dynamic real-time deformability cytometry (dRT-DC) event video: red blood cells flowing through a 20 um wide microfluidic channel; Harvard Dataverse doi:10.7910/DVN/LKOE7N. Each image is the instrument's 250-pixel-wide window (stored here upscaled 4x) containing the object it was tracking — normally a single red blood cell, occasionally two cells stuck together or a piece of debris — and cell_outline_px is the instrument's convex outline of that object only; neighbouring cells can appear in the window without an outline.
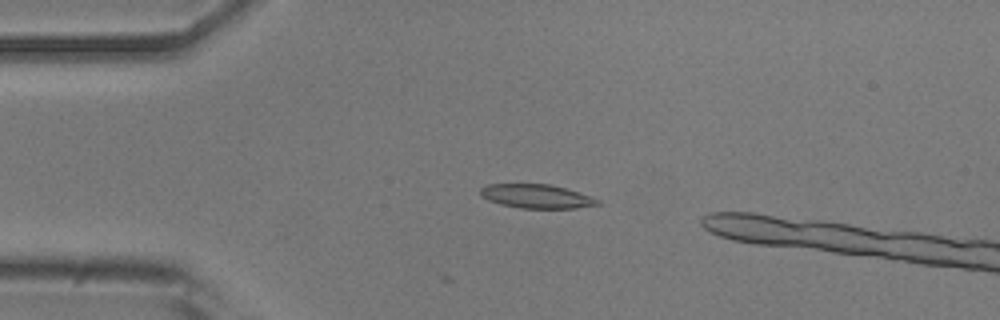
{"species": "common noctule bat (a hibernating species)", "species_latin": "Nyctalus noctula", "temperature_condition": "room temperature", "stored_images_in_passage": 6, "camera_frame_rate_fps": 3000, "um_per_image_px": 0.085, "animal": {"sex": "male", "body_mass_g": 20.5, "forearm_length_mm": 52.5}, "frame": {"image": 1, "passage_image": 3, "time_ms": 0.667, "image_size_px": [1000, 320], "cell_outline_px": [[600, 204], [576, 208], [520, 208], [500, 204], [488, 200], [480, 196], [480, 188], [488, 184], [548, 184], [564, 188], [600, 200]], "centroid_in_image_um": [45.54, 16.69], "position_along_channel_um": 39.5, "area_um2": 16.13}}
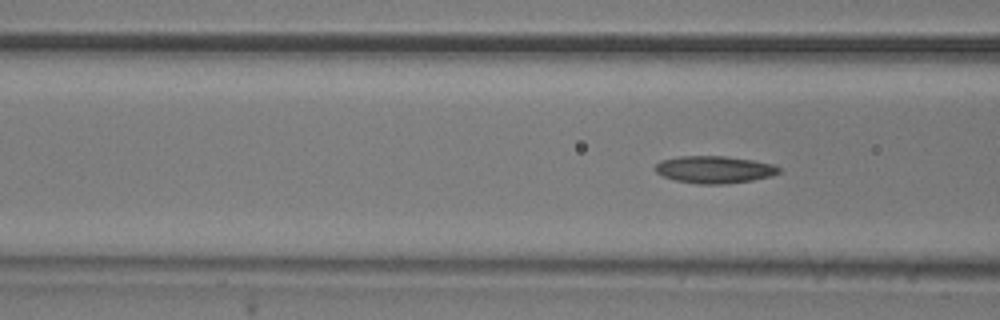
{"frame": {"image": 2, "passage_image": 6, "time_ms": 1.667, "image_size_px": [1000, 320], "cell_outline_px": [[780, 172], [768, 176], [752, 180], [724, 184], [696, 184], [676, 180], [664, 176], [656, 172], [652, 168], [660, 160], [680, 156], [724, 156], [752, 160], [772, 164], [780, 168]], "centroid_in_image_um": [60.66, 14.41], "position_along_channel_um": 105.9, "area_um2": 19.54}}